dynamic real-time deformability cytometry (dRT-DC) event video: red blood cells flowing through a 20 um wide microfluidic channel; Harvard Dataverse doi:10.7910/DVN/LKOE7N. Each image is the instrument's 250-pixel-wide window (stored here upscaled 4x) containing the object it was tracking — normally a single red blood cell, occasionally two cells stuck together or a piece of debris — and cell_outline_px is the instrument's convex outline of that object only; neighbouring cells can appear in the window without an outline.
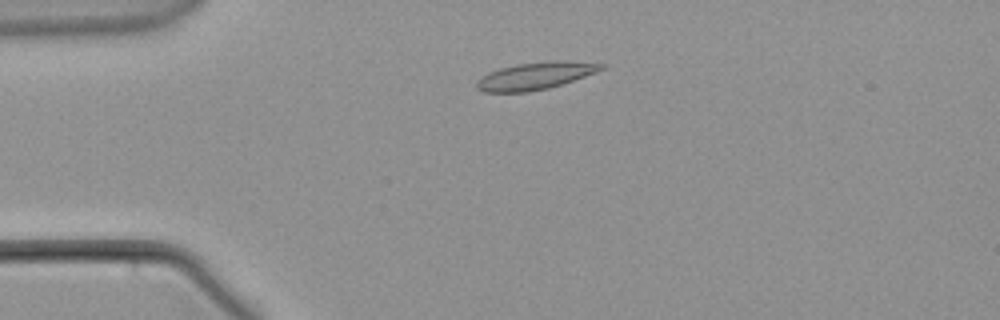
{"species": "common noctule bat (a hibernating species)", "species_latin": "Nyctalus noctula", "temperature_condition": "warm", "stored_images_in_passage": 46, "camera_frame_rate_fps": 3000, "um_per_image_px": 0.085, "animal": {"sex": "male", "body_mass_g": 21.5, "forearm_length_mm": 52.0}, "frame": {"image": 1, "passage_image": 3, "time_ms": 0.667, "image_size_px": [1000, 320], "cell_outline_px": [[608, 64], [604, 68], [596, 72], [548, 88], [528, 92], [484, 92], [476, 88], [476, 80], [480, 76], [488, 72], [500, 68], [516, 64], [548, 60], [564, 60]], "centroid_in_image_um": [45.47, 6.43], "position_along_channel_um": 39.5, "area_um2": 19.94}}
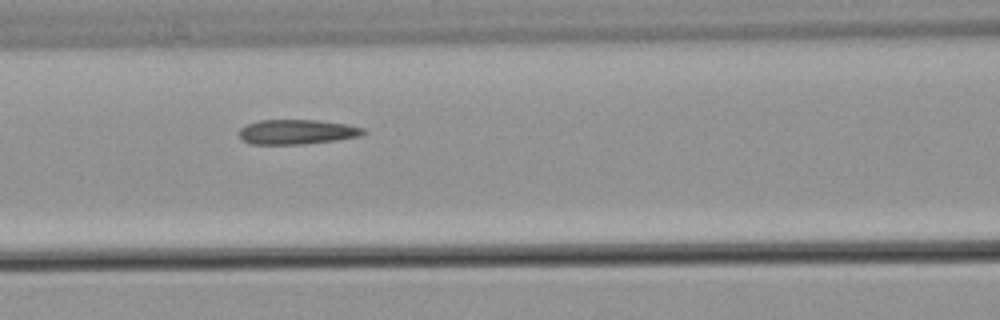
{"frame": {"image": 2, "passage_image": 14, "time_ms": 4.333, "image_size_px": [1000, 320], "cell_outline_px": [[368, 132], [360, 136], [336, 140], [304, 144], [252, 144], [244, 140], [240, 136], [240, 128], [248, 124], [260, 120], [320, 120], [348, 124], [364, 128]], "centroid_in_image_um": [25.3, 11.2], "position_along_channel_um": 141.3, "area_um2": 17.92}}
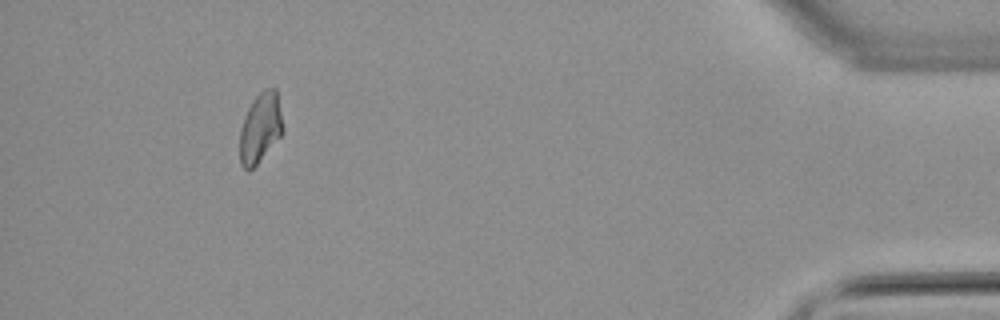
{"frame": {"image": 3, "passage_image": 42, "time_ms": 13.667, "image_size_px": [1000, 320], "cell_outline_px": [[284, 132], [256, 164], [248, 172], [240, 164], [240, 128], [244, 116], [252, 100], [264, 88], [276, 88], [284, 128]], "centroid_in_image_um": [22.12, 10.85], "position_along_channel_um": 413.1, "area_um2": 17.57}}